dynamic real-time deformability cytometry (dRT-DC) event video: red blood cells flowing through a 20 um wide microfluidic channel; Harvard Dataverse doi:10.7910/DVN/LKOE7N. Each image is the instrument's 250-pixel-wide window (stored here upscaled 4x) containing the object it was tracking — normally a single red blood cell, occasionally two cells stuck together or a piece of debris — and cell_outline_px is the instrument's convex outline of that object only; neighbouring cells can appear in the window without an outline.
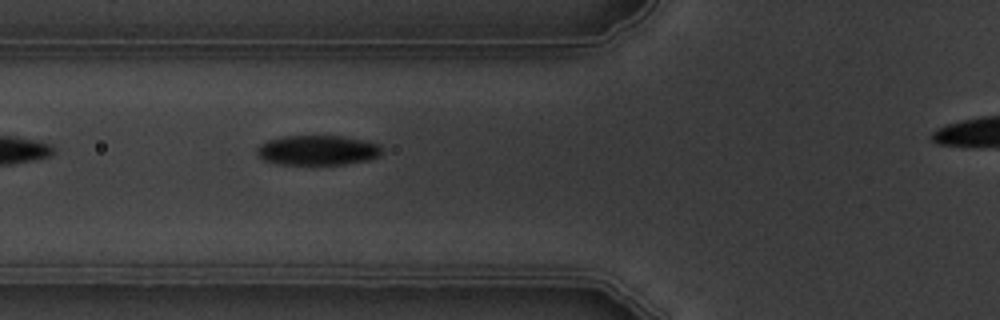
{"species": "common noctule bat (a hibernating species)", "species_latin": "Nyctalus noctula", "temperature_condition": "warm", "stored_images_in_passage": 7, "camera_frame_rate_fps": 3000, "um_per_image_px": 0.085, "animal": {"sex": "male", "body_mass_g": 19.5, "forearm_length_mm": 54.6}, "frame": {"image": 1, "passage_image": 6, "time_ms": 5.667, "image_size_px": [1000, 320], "cell_outline_px": [[384, 152], [380, 156], [368, 160], [344, 164], [280, 164], [264, 160], [256, 152], [256, 148], [260, 144], [268, 140], [284, 136], [344, 136], [368, 140], [380, 144], [384, 148]], "centroid_in_image_um": [27.07, 12.76], "position_along_channel_um": 98.7, "area_um2": 22.02}}